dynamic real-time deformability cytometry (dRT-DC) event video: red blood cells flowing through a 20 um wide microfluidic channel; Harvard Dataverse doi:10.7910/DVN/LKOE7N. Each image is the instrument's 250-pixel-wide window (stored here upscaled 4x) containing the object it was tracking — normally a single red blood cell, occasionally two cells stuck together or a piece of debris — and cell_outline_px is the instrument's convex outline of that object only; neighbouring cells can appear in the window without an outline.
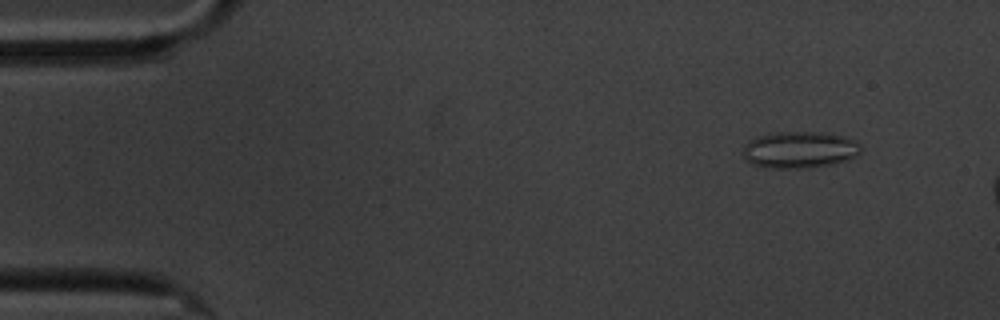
{"species": "common noctule bat (a hibernating species)", "species_latin": "Nyctalus noctula", "temperature_condition": "cold", "stored_images_in_passage": 5, "camera_frame_rate_fps": 3000, "um_per_image_px": 0.085, "animal": {"sex": "male", "body_mass_g": 20.1, "forearm_length_mm": 53.5}, "frame": {"image": 1, "passage_image": 2, "time_ms": 1.0, "image_size_px": [1000, 320], "cell_outline_px": [[864, 148], [856, 156], [848, 160], [832, 164], [812, 168], [764, 168], [752, 164], [744, 156], [744, 144], [748, 140], [756, 136], [776, 132], [820, 132], [844, 136], [856, 140]], "centroid_in_image_um": [67.99, 12.73], "position_along_channel_um": 17.0, "area_um2": 25.61}}